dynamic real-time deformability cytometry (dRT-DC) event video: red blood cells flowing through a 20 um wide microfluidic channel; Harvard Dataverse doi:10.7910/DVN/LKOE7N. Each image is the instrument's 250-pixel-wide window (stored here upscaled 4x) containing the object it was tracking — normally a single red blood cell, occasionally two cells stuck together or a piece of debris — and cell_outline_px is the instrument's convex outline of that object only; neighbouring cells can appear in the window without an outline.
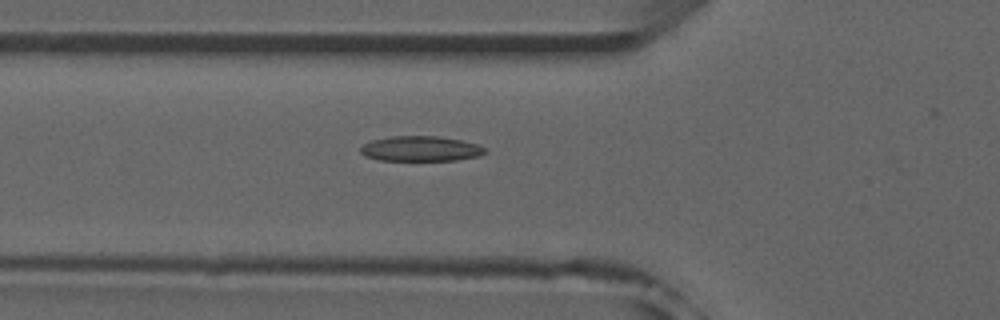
{"species": "common noctule bat (a hibernating species)", "species_latin": "Nyctalus noctula", "temperature_condition": "room temperature", "stored_images_in_passage": 39, "camera_frame_rate_fps": 3000, "um_per_image_px": 0.085, "animal": {"sex": "male", "forearm_length_mm": 52.5}, "frame": {"image": 1, "passage_image": 6, "time_ms": 1.667, "image_size_px": [1000, 320], "cell_outline_px": [[488, 152], [480, 156], [456, 160], [380, 160], [364, 156], [360, 152], [360, 148], [364, 144], [372, 140], [392, 136], [436, 136], [460, 140], [476, 144], [488, 148]], "centroid_in_image_um": [35.78, 12.64], "position_along_channel_um": 90.0, "area_um2": 18.26}, "authors_computed_cell_mechanics": {"area_um2": 17.8602, "velocity_mm_per_s": 3.9732, "shape_relaxation_time_tau1_ms": null, "shape_relaxation_time_tau2_ms": 4.6395, "deformation_change_tau1": null, "deformation_change_tau2": 0.1214}}